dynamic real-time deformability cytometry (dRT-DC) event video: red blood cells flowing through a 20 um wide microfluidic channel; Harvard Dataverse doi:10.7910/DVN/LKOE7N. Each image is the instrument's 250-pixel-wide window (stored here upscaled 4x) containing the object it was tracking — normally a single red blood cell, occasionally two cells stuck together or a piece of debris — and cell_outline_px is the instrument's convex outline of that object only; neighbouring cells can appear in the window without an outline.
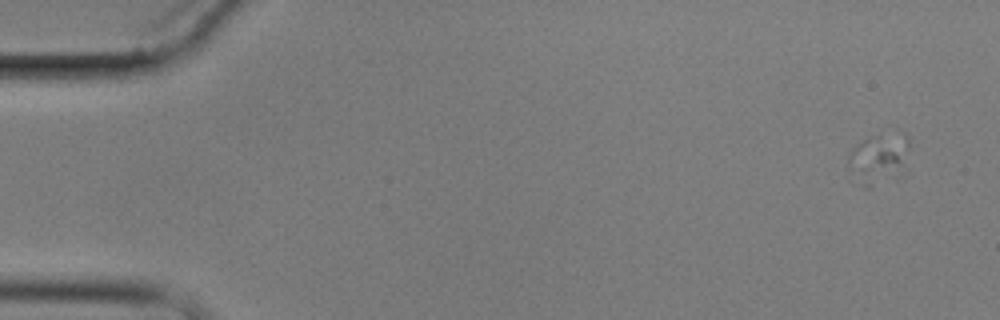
{"species": "common noctule bat (a hibernating species)", "species_latin": "Nyctalus noctula", "temperature_condition": "cold", "stored_images_in_passage": 6, "camera_frame_rate_fps": 3000, "um_per_image_px": 0.085, "animal": {"sex": "male", "body_mass_g": 17.9}, "frame": {"image": 1, "passage_image": 1, "time_ms": 0.0, "image_size_px": [1000, 320], "cell_outline_px": [[900, 164], [868, 188], [864, 188], [852, 184], [848, 180], [848, 156], [852, 148], [864, 140], [876, 136], [880, 136], [900, 152]], "centroid_in_image_um": [74.09, 13.73], "position_along_channel_um": 10.9, "area_um2": 13.93}}